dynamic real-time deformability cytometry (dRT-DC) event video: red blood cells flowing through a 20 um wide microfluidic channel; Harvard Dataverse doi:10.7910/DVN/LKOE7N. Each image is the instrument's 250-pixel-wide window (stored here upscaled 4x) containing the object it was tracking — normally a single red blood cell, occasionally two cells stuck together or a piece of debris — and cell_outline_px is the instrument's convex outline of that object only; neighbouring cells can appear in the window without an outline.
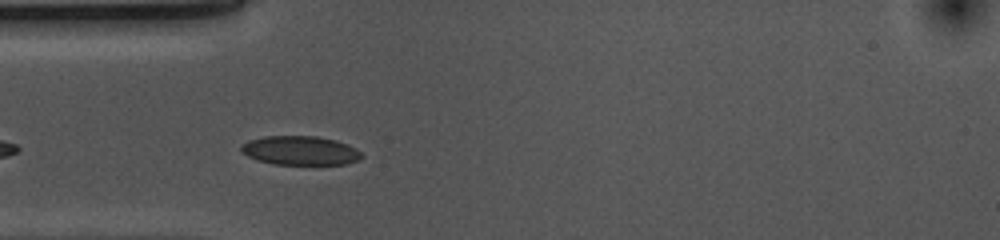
{"species": "common noctule bat (a hibernating species)", "species_latin": "Nyctalus noctula", "temperature_condition": "cold", "stored_images_in_passage": 12, "camera_frame_rate_fps": 3000, "um_per_image_px": 0.085, "animal": {"sex": "female", "body_mass_g": 10.0, "forearm_length_mm": 53.1}, "frame": {"image": 1, "passage_image": 4, "time_ms": 1.0, "image_size_px": [1000, 240], "cell_outline_px": [[364, 156], [348, 164], [272, 164], [256, 160], [240, 152], [240, 148], [248, 140], [264, 136], [316, 136], [336, 140], [348, 144], [356, 148]], "centroid_in_image_um": [25.51, 12.79], "position_along_channel_um": 59.5, "area_um2": 20.46}}